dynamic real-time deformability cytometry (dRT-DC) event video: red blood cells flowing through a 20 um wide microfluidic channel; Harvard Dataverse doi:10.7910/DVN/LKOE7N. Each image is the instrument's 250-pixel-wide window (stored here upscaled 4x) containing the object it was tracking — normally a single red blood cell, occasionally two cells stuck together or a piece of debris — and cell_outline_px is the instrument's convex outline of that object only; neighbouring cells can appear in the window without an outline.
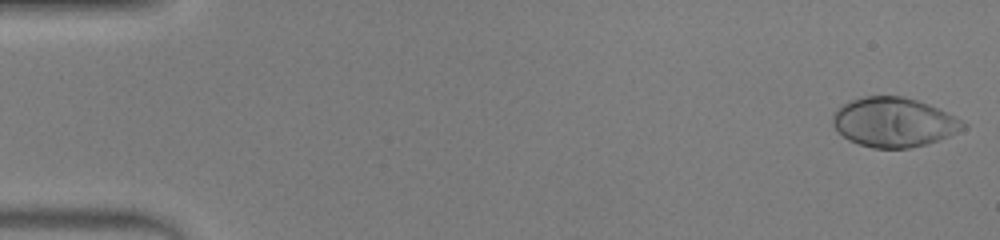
{"species": "human", "species_latin": "Homo sapiens", "temperature_condition": "warm", "stored_images_in_passage": 52, "camera_frame_rate_fps": 3000, "um_per_image_px": 0.085, "donor": {"sex": "male"}, "frame": {"image": 1, "passage_image": 1, "time_ms": 0.0, "image_size_px": [1000, 240], "cell_outline_px": [[968, 124], [964, 128], [948, 136], [924, 144], [908, 148], [872, 148], [848, 140], [832, 124], [832, 116], [848, 100], [864, 96], [900, 96], [916, 100], [928, 104]], "centroid_in_image_um": [75.93, 10.39], "position_along_channel_um": 9.1, "area_um2": 36.88}}
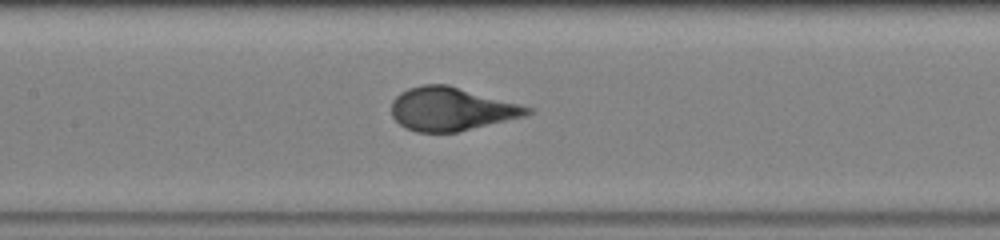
{"frame": {"image": 2, "passage_image": 25, "time_ms": 8.0, "image_size_px": [1000, 240], "cell_outline_px": [[536, 108], [532, 112], [524, 116], [456, 132], [416, 132], [404, 128], [392, 116], [392, 100], [400, 92], [408, 88], [424, 84], [448, 84]], "centroid_in_image_um": [38.36, 9.25], "position_along_channel_um": 169.0, "area_um2": 34.39}}
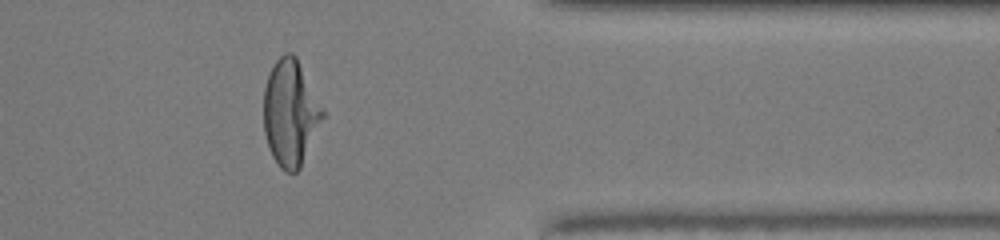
{"frame": {"image": 3, "passage_image": 43, "time_ms": 14.0, "image_size_px": [1000, 240], "cell_outline_px": [[324, 116], [300, 168], [296, 172], [284, 172], [280, 168], [272, 156], [264, 132], [264, 88], [268, 76], [276, 60], [284, 52], [292, 52], [296, 56], [324, 108]], "centroid_in_image_um": [24.69, 9.58], "position_along_channel_um": 386.7, "area_um2": 36.36}}